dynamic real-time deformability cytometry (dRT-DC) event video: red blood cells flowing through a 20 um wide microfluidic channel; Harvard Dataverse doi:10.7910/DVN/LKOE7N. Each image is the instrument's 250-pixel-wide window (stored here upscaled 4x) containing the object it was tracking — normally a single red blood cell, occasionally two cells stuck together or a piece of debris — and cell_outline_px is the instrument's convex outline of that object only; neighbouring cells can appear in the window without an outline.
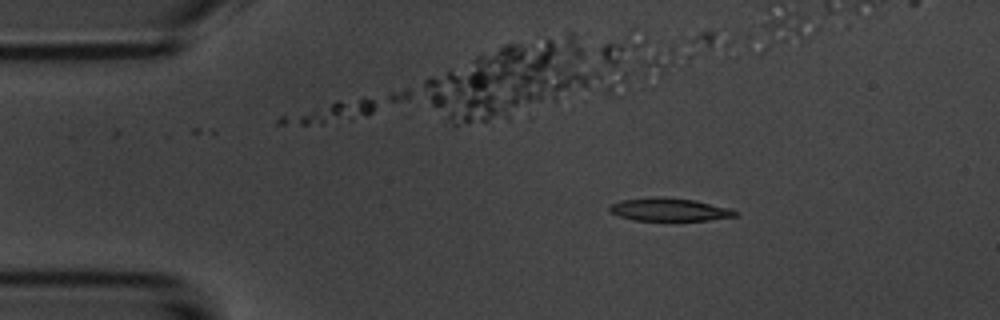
{"species": "common noctule bat (a hibernating species)", "species_latin": "Nyctalus noctula", "temperature_condition": "room temperature", "stored_images_in_passage": 7, "camera_frame_rate_fps": 3000, "um_per_image_px": 0.085, "animal": {"sex": "male", "body_mass_g": 20.1, "forearm_length_mm": 53.5}, "frame": {"image": 1, "passage_image": 2, "time_ms": 1.0, "image_size_px": [1000, 320], "cell_outline_px": [[740, 212], [736, 216], [708, 220], [636, 220], [620, 216], [612, 212], [608, 208], [608, 204], [620, 200], [652, 196], [664, 196], [696, 200], [728, 208]], "centroid_in_image_um": [56.87, 17.79], "position_along_channel_um": 28.1, "area_um2": 16.94}}
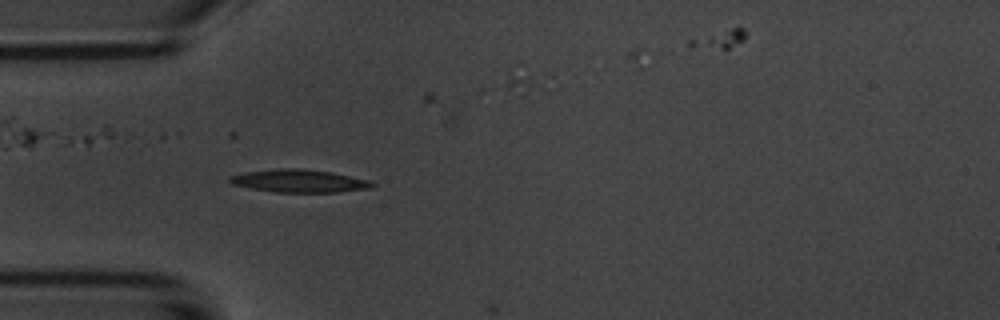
{"frame": {"image": 2, "passage_image": 4, "time_ms": 3.333, "image_size_px": [1000, 320], "cell_outline_px": [[376, 184], [372, 188], [336, 192], [276, 192], [252, 188], [232, 184], [228, 180], [228, 176], [248, 172], [276, 168], [300, 168], [332, 172], [368, 180]], "centroid_in_image_um": [25.44, 15.37], "position_along_channel_um": 59.6, "area_um2": 18.84}}